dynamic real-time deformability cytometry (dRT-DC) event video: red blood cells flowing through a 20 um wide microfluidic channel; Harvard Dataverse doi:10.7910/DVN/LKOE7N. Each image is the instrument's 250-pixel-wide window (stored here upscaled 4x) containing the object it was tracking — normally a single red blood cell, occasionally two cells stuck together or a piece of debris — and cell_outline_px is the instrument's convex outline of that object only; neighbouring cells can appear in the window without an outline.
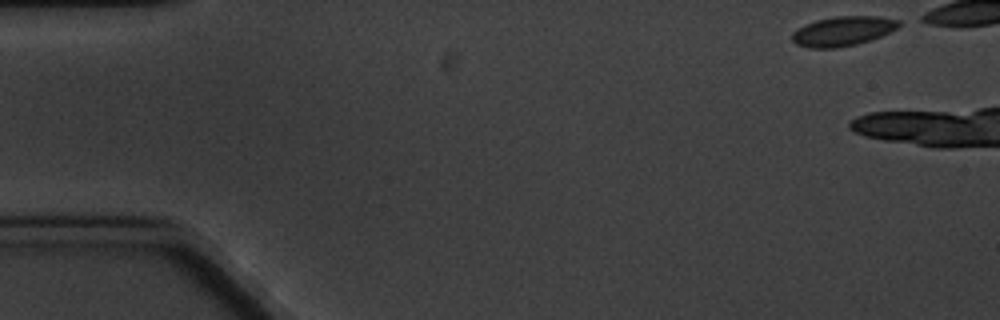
{"species": "common noctule bat (a hibernating species)", "species_latin": "Nyctalus noctula", "temperature_condition": "cold", "stored_images_in_passage": 3, "camera_frame_rate_fps": 3000, "um_per_image_px": 0.085, "animal": {"sex": "male", "body_mass_g": 20.1, "forearm_length_mm": 53.5}, "frame": {"image": 1, "passage_image": 1, "time_ms": 0.0, "image_size_px": [1000, 320], "cell_outline_px": [[900, 24], [896, 28], [880, 36], [856, 44], [836, 48], [808, 48], [796, 44], [792, 40], [792, 32], [796, 28], [804, 24], [816, 20], [836, 16], [876, 16], [900, 20]], "centroid_in_image_um": [71.58, 2.64], "position_along_channel_um": 13.4, "area_um2": 18.32}}